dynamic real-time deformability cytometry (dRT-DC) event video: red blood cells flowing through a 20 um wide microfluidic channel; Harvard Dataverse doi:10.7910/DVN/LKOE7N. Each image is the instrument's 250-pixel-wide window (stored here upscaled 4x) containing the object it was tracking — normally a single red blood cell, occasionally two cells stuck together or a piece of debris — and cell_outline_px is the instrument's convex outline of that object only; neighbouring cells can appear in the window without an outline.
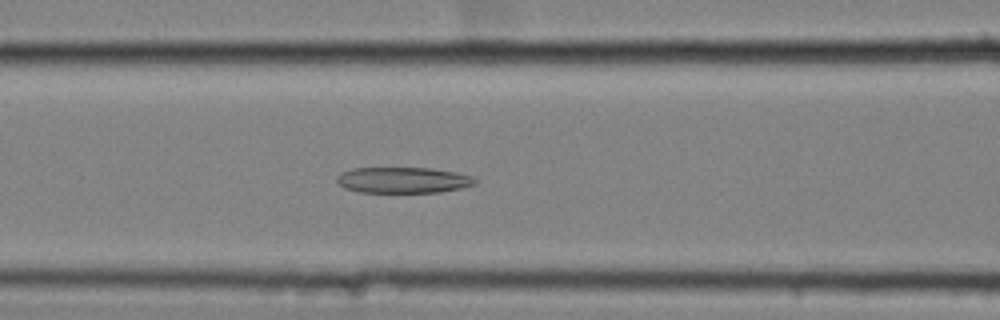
{"species": "common noctule bat (a hibernating species)", "species_latin": "Nyctalus noctula", "temperature_condition": "cold", "stored_images_in_passage": 48, "camera_frame_rate_fps": 3000, "um_per_image_px": 0.085, "animal": {"sex": "female", "body_mass_g": 25.1}, "frame": {"image": 1, "passage_image": 15, "time_ms": 4.667, "image_size_px": [1000, 320], "cell_outline_px": [[480, 180], [476, 184], [460, 188], [440, 192], [360, 192], [344, 188], [336, 180], [336, 176], [340, 172], [352, 168], [432, 168], [456, 172], [472, 176]], "centroid_in_image_um": [34.28, 15.3], "position_along_channel_um": 132.3, "area_um2": 21.04}}
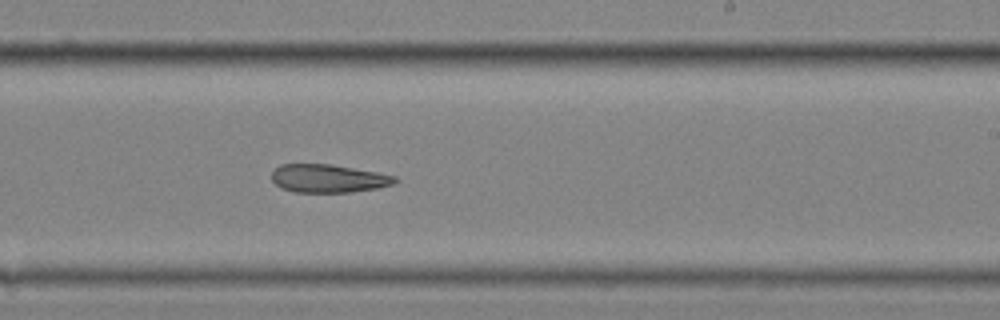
{"frame": {"image": 2, "passage_image": 26, "time_ms": 8.333, "image_size_px": [1000, 320], "cell_outline_px": [[400, 180], [396, 184], [376, 188], [352, 192], [292, 192], [280, 188], [272, 180], [272, 172], [280, 164], [328, 164], [376, 172], [396, 176]], "centroid_in_image_um": [27.92, 15.18], "position_along_channel_um": 261.1, "area_um2": 20.29}}
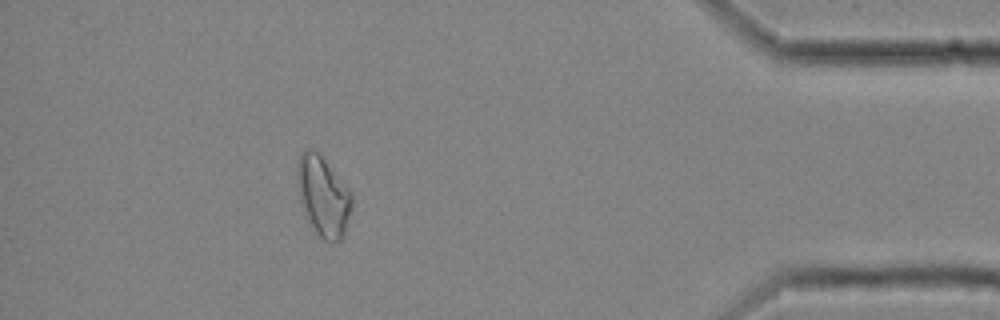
{"frame": {"image": 3, "passage_image": 42, "time_ms": 13.667, "image_size_px": [1000, 320], "cell_outline_px": [[352, 204], [344, 236], [340, 240], [332, 244], [324, 240], [316, 232], [300, 200], [296, 180], [296, 172], [300, 156], [304, 148], [312, 148], [320, 152], [352, 192]], "centroid_in_image_um": [27.49, 16.63], "position_along_channel_um": 407.7, "area_um2": 25.55}, "authors_computed_cell_mechanics": {"area_um2": 21.9929, "velocity_mm_per_s": 3.5247, "shape_relaxation_time_tau1_ms": null, "shape_relaxation_time_tau2_ms": 10.1596, "deformation_change_tau1": null, "deformation_change_tau2": 0.2122}}